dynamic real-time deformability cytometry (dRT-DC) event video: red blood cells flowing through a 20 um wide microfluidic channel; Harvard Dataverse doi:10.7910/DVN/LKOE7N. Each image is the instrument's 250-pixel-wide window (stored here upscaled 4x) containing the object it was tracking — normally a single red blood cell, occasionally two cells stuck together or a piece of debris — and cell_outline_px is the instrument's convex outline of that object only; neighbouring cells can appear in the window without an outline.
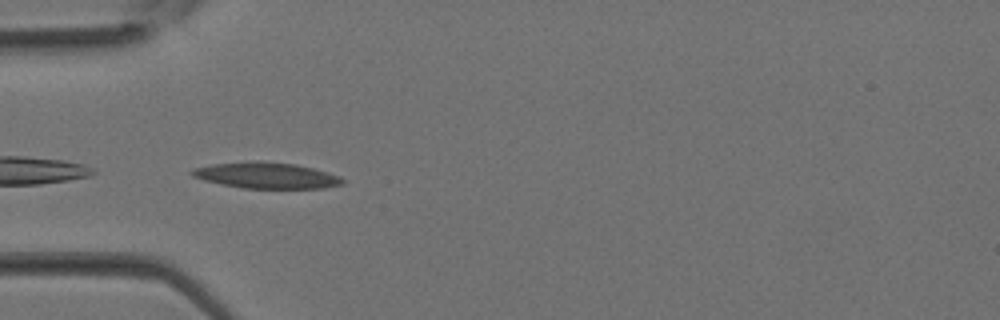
{"species": "Egyptian fruit bat (a non-hibernating species)", "species_latin": "Rousettus aegyptiacus", "temperature_condition": "room temperature", "stored_images_in_passage": 28, "camera_frame_rate_fps": 3000, "um_per_image_px": 0.085, "animal": {"sex": "female"}, "frame": {"image": 1, "passage_image": 3, "time_ms": 0.667, "image_size_px": [1000, 320], "cell_outline_px": [[344, 184], [324, 188], [244, 188], [220, 184], [204, 180], [192, 176], [188, 172], [192, 168], [212, 164], [256, 160], [260, 160], [296, 164], [328, 172], [340, 176], [344, 180]], "centroid_in_image_um": [22.62, 14.9], "position_along_channel_um": 62.4, "area_um2": 23.06}}
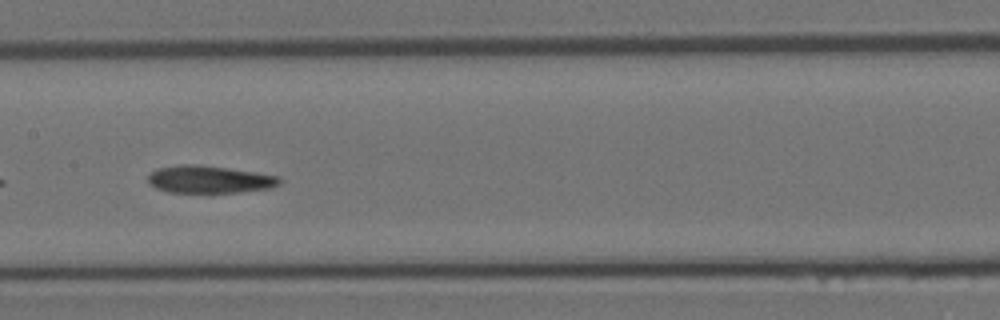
{"frame": {"image": 2, "passage_image": 10, "time_ms": 3.0, "image_size_px": [1000, 320], "cell_outline_px": [[280, 184], [272, 188], [240, 192], [168, 192], [156, 188], [148, 180], [148, 176], [156, 168], [180, 164], [196, 164], [228, 168], [256, 172], [280, 176]], "centroid_in_image_um": [17.82, 15.24], "position_along_channel_um": 189.6, "area_um2": 21.04}}
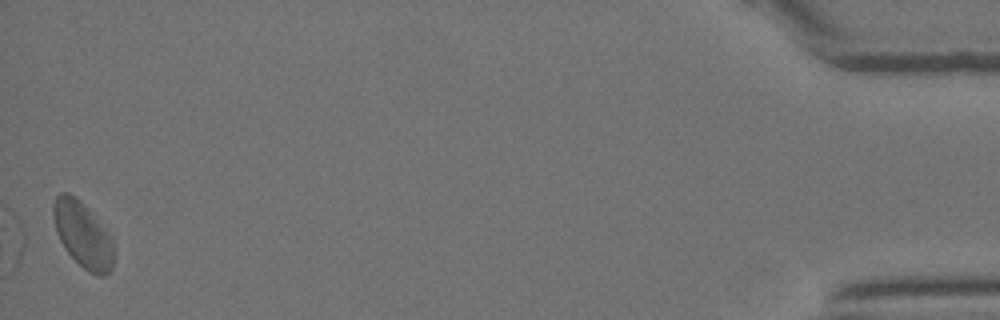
{"frame": {"image": 3, "passage_image": 28, "time_ms": 9.0, "image_size_px": [1000, 320], "cell_outline_px": [[112, 268], [104, 276], [96, 276], [88, 272], [64, 248], [56, 232], [52, 216], [52, 204], [56, 196], [60, 192], [68, 192], [76, 196], [88, 208], [112, 236]], "centroid_in_image_um": [7.01, 19.91], "position_along_channel_um": 428.2, "area_um2": 23.24}}